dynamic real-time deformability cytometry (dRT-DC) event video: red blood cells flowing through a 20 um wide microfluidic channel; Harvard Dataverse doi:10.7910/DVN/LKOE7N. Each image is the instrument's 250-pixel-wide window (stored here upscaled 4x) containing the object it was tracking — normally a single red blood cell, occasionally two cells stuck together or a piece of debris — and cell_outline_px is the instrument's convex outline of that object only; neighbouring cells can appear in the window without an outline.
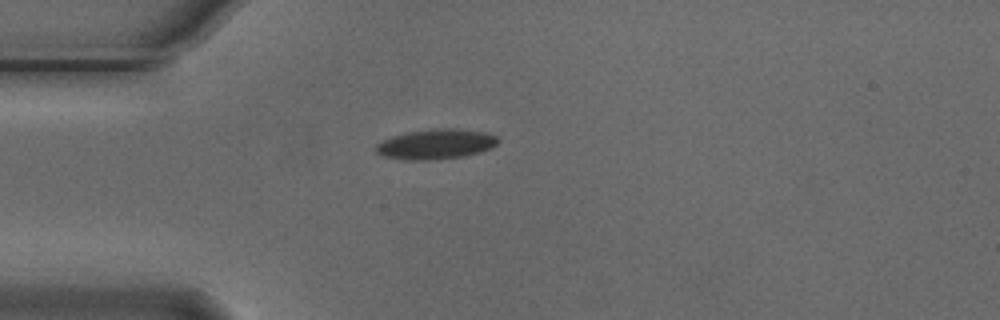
{"species": "Egyptian fruit bat (a non-hibernating species)", "species_latin": "Rousettus aegyptiacus", "temperature_condition": "cold", "stored_images_in_passage": 41, "camera_frame_rate_fps": 3000, "um_per_image_px": 0.085, "animal": {"sex": "male"}, "frame": {"image": 1, "passage_image": 1, "time_ms": 0.0, "image_size_px": [1000, 320], "cell_outline_px": [[500, 140], [492, 148], [480, 152], [464, 156], [428, 160], [404, 160], [384, 156], [376, 152], [376, 144], [392, 136], [408, 132], [432, 128], [456, 128], [484, 132], [496, 136]], "centroid_in_image_um": [37.06, 12.25], "position_along_channel_um": 47.9, "area_um2": 21.39}}
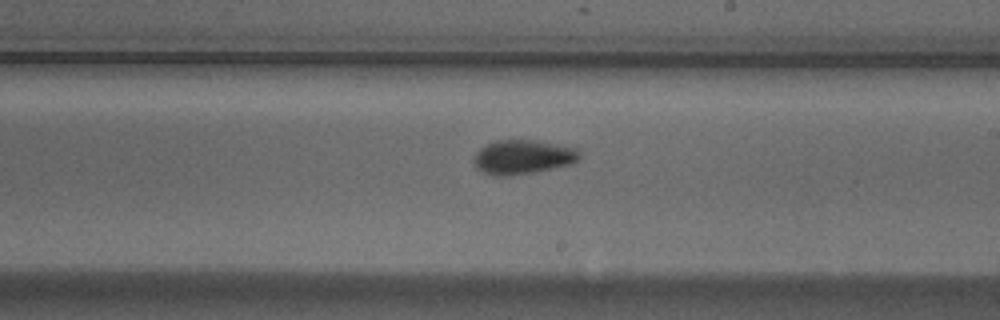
{"frame": {"image": 2, "passage_image": 18, "time_ms": 5.667, "image_size_px": [1000, 320], "cell_outline_px": [[580, 156], [572, 164], [532, 172], [504, 176], [496, 176], [484, 172], [476, 168], [472, 160], [476, 152], [480, 148], [496, 140], [532, 140], [576, 148], [580, 152]], "centroid_in_image_um": [44.4, 13.34], "position_along_channel_um": 244.6, "area_um2": 20.81}}
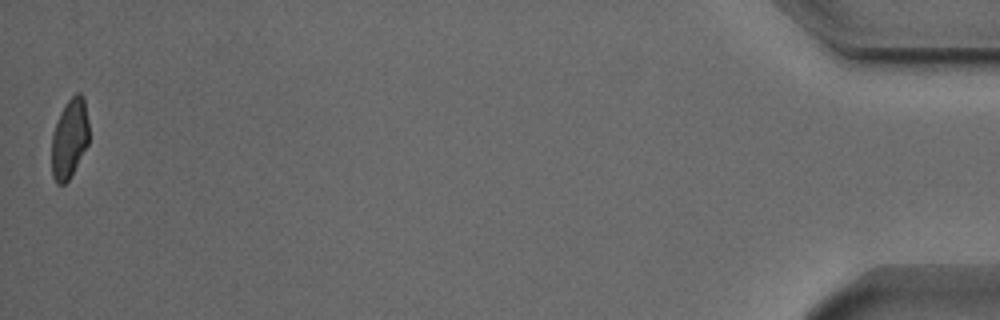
{"frame": {"image": 3, "passage_image": 41, "time_ms": 13.333, "image_size_px": [1000, 320], "cell_outline_px": [[88, 144], [68, 180], [64, 184], [56, 184], [52, 176], [52, 136], [60, 112], [64, 104], [76, 92], [80, 92], [84, 96], [88, 120]], "centroid_in_image_um": [5.91, 11.74], "position_along_channel_um": 429.3, "area_um2": 17.22}, "authors_computed_cell_mechanics": {"area_um2": 19.8254, "velocity_mm_per_s": 3.7131, "shape_relaxation_time_tau1_ms": 2.6276, "shape_relaxation_time_tau2_ms": 5.1209, "deformation_change_tau1": 0.1045, "deformation_change_tau2": 0.0945}}